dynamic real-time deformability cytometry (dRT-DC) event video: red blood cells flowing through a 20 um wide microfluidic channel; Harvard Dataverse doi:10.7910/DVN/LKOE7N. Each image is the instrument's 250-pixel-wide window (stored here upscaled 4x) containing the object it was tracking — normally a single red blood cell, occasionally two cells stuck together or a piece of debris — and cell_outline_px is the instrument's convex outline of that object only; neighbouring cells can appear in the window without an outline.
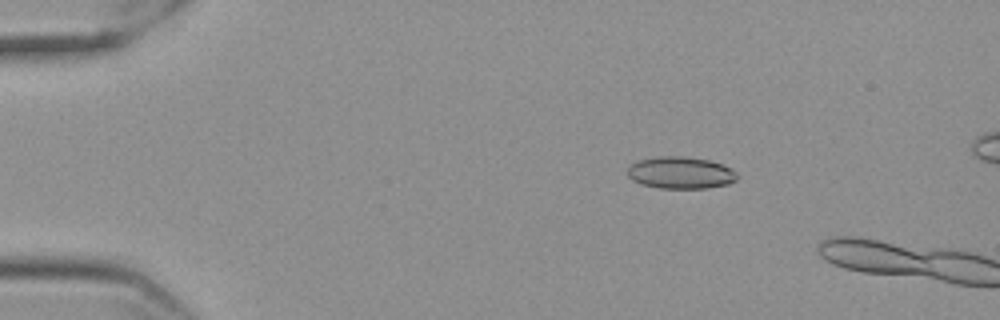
{"species": "Egyptian fruit bat (a non-hibernating species)", "species_latin": "Rousettus aegyptiacus", "temperature_condition": "cold", "stored_images_in_passage": 13, "camera_frame_rate_fps": 3000, "um_per_image_px": 0.085, "frame": {"image": 1, "passage_image": 10, "time_ms": 3.0, "image_size_px": [1000, 320], "cell_outline_px": [[740, 176], [736, 180], [728, 184], [708, 188], [660, 188], [640, 184], [632, 180], [628, 176], [628, 168], [636, 160], [656, 156], [684, 156], [708, 160], [724, 164], [732, 168]], "centroid_in_image_um": [57.87, 14.68], "position_along_channel_um": 27.1, "area_um2": 20.75}}